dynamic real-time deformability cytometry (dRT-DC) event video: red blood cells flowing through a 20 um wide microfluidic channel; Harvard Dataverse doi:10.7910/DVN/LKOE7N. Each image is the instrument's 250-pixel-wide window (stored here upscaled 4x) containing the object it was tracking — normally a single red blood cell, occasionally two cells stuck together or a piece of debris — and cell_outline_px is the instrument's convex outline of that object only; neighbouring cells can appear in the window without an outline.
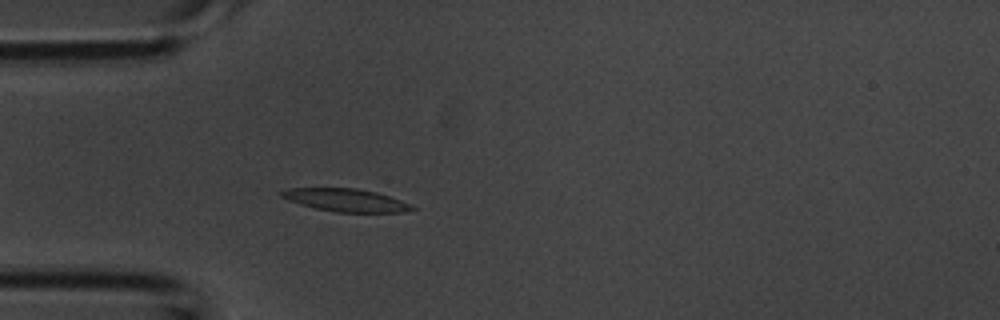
{"species": "common noctule bat (a hibernating species)", "species_latin": "Nyctalus noctula", "temperature_condition": "room temperature", "stored_images_in_passage": 41, "camera_frame_rate_fps": 3000, "um_per_image_px": 0.085, "animal": {"sex": "male", "body_mass_g": 20.1, "forearm_length_mm": 53.5}, "frame": {"image": 1, "passage_image": 10, "time_ms": 3.0, "image_size_px": [1000, 320], "cell_outline_px": [[416, 208], [404, 212], [336, 212], [316, 208], [300, 204], [288, 200], [280, 196], [280, 192], [288, 188], [356, 188], [376, 192], [412, 204]], "centroid_in_image_um": [29.39, 17.01], "position_along_channel_um": 55.6, "area_um2": 17.22}}
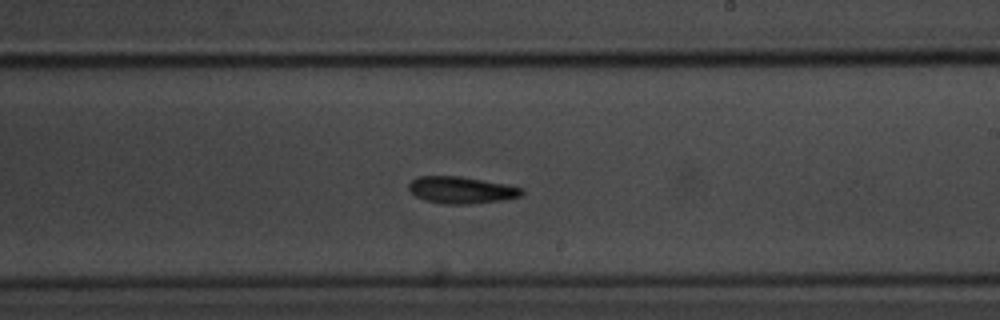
{"frame": {"image": 2, "passage_image": 23, "time_ms": 7.333, "image_size_px": [1000, 320], "cell_outline_px": [[524, 192], [520, 196], [504, 200], [468, 204], [444, 204], [424, 200], [416, 196], [408, 188], [408, 184], [416, 176], [460, 176], [504, 184], [524, 188]], "centroid_in_image_um": [39.2, 16.15], "position_along_channel_um": 249.8, "area_um2": 17.69}}
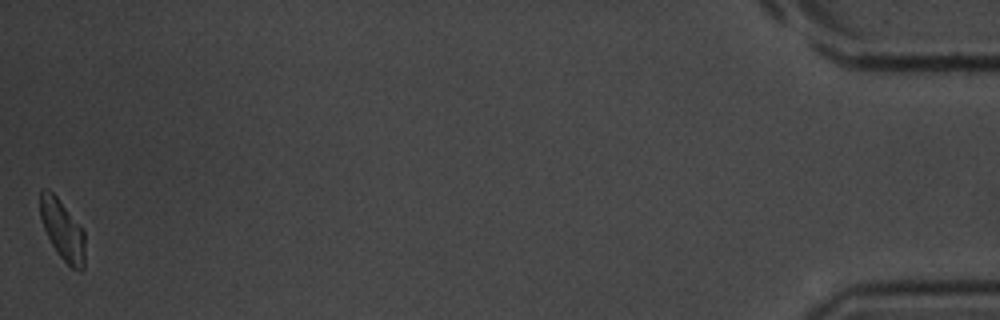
{"frame": {"image": 3, "passage_image": 41, "time_ms": 13.333, "image_size_px": [1000, 320], "cell_outline_px": [[84, 268], [80, 272], [72, 268], [56, 252], [44, 228], [40, 216], [40, 192], [44, 188], [48, 188], [56, 196], [84, 232]], "centroid_in_image_um": [5.3, 19.57], "position_along_channel_um": 429.9, "area_um2": 15.37}}